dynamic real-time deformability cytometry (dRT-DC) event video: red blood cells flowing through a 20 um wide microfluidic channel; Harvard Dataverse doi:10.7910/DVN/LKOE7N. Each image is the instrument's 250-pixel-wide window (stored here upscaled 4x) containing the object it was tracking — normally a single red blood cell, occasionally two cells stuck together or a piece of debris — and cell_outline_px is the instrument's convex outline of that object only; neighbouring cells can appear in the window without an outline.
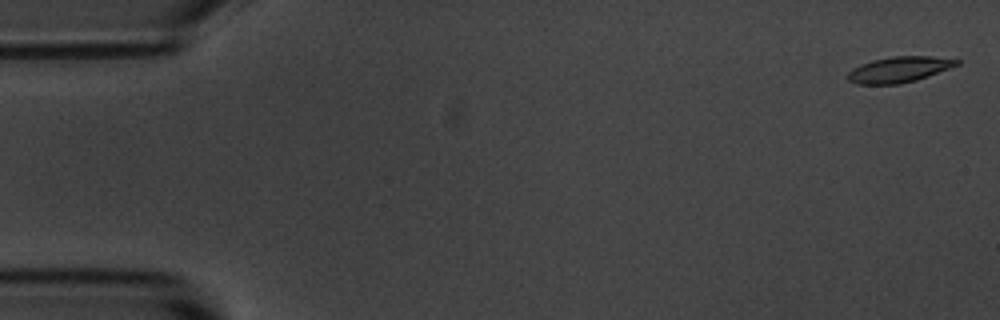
{"species": "common noctule bat (a hibernating species)", "species_latin": "Nyctalus noctula", "temperature_condition": "room temperature", "stored_images_in_passage": 5, "camera_frame_rate_fps": 3000, "um_per_image_px": 0.085, "animal": {"sex": "male", "body_mass_g": 20.1, "forearm_length_mm": 53.5}, "frame": {"image": 1, "passage_image": 1, "time_ms": 0.0, "image_size_px": [1000, 320], "cell_outline_px": [[960, 64], [928, 76], [916, 80], [900, 84], [856, 84], [848, 80], [848, 72], [852, 68], [860, 64], [872, 60], [892, 56], [932, 56], [960, 60]], "centroid_in_image_um": [76.41, 5.9], "position_along_channel_um": 8.6, "area_um2": 16.36}}
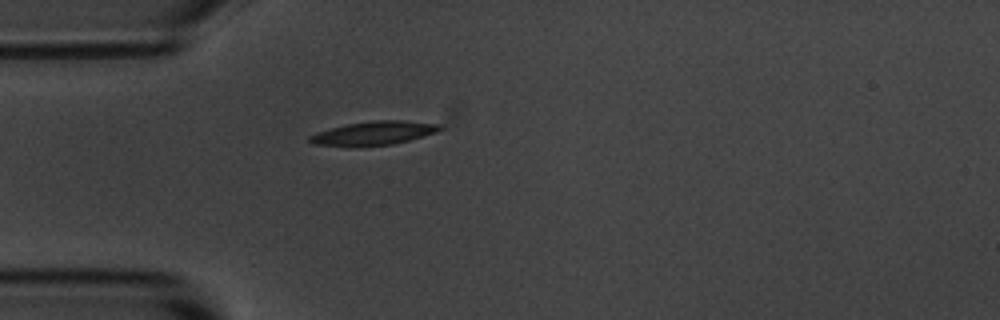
{"frame": {"image": 2, "passage_image": 5, "time_ms": 4.667, "image_size_px": [1000, 320], "cell_outline_px": [[444, 128], [436, 132], [408, 140], [392, 144], [316, 144], [308, 140], [308, 136], [316, 132], [348, 124], [376, 120], [404, 120], [440, 124]], "centroid_in_image_um": [31.85, 11.27], "position_along_channel_um": 53.1, "area_um2": 17.05}}